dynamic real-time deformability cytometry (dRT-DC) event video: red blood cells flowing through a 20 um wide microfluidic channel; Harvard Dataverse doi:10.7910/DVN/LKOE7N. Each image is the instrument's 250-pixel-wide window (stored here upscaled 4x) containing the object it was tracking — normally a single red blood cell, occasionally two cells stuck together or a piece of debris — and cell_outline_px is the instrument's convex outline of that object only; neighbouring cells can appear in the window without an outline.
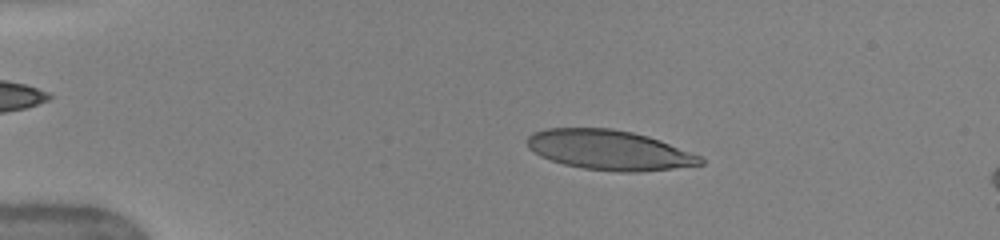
{"species": "human", "species_latin": "Homo sapiens", "temperature_condition": "warm", "stored_images_in_passage": 47, "camera_frame_rate_fps": 3000, "um_per_image_px": 0.085, "donor": {"sex": "female"}, "frame": {"image": 1, "passage_image": 7, "time_ms": 2.0, "image_size_px": [1000, 240], "cell_outline_px": [[704, 164], [640, 172], [620, 172], [584, 168], [564, 164], [540, 156], [528, 148], [528, 136], [532, 132], [544, 128], [612, 128], [632, 132], [648, 136], [660, 140], [700, 156], [704, 160]], "centroid_in_image_um": [51.76, 12.74], "position_along_channel_um": 33.2, "area_um2": 40.06}}
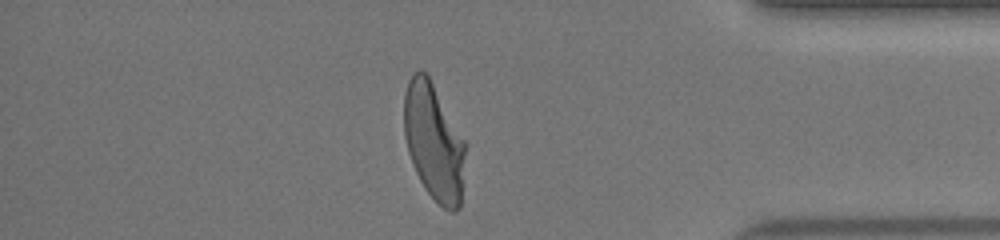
{"frame": {"image": 2, "passage_image": 40, "time_ms": 13.0, "image_size_px": [1000, 240], "cell_outline_px": [[468, 144], [460, 208], [456, 212], [452, 212], [444, 208], [428, 192], [420, 180], [412, 164], [408, 152], [404, 136], [404, 96], [408, 80], [412, 72], [420, 68], [428, 76]], "centroid_in_image_um": [36.9, 12.06], "position_along_channel_um": 398.3, "area_um2": 42.31}}
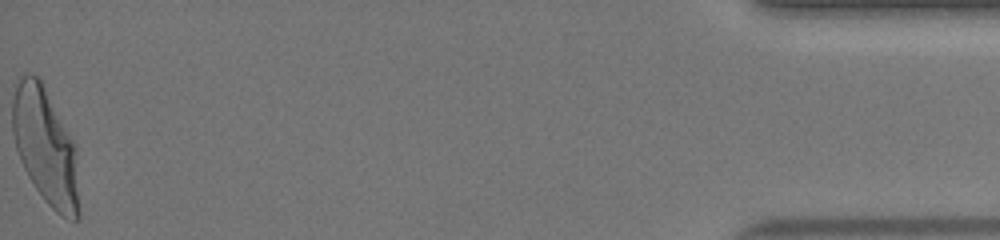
{"frame": {"image": 3, "passage_image": 47, "time_ms": 15.333, "image_size_px": [1000, 240], "cell_outline_px": [[80, 216], [76, 220], [72, 220], [60, 216], [44, 200], [28, 176], [20, 160], [16, 148], [12, 132], [12, 100], [16, 84], [20, 76], [28, 72], [32, 72], [40, 80], [76, 144], [80, 208]], "centroid_in_image_um": [3.88, 12.47], "position_along_channel_um": 431.3, "area_um2": 45.6}, "authors_computed_cell_mechanics": {"area_um2": 42.2518, "velocity_mm_per_s": 4.0791, "shape_relaxation_time_tau1_ms": 4.8327, "shape_relaxation_time_tau2_ms": null, "deformation_change_tau1": 0.2499, "deformation_change_tau2": null}}